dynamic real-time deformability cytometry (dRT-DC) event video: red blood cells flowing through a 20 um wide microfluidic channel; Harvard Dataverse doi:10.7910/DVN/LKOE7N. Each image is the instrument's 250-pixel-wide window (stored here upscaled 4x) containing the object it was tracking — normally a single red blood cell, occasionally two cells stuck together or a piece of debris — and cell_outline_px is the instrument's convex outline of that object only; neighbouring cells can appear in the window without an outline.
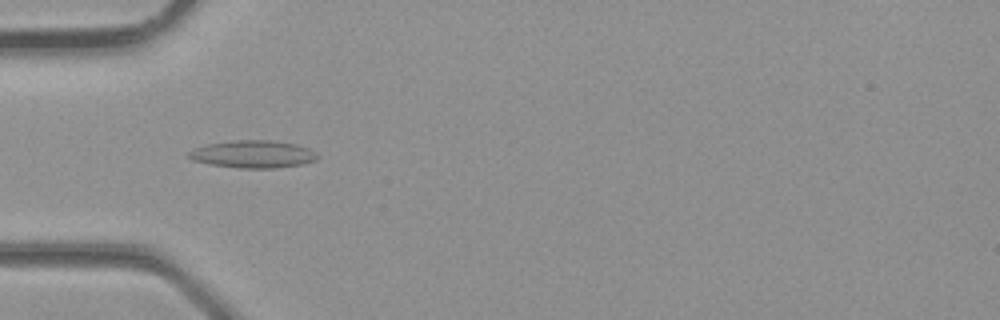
{"species": "common noctule bat (a hibernating species)", "species_latin": "Nyctalus noctula", "temperature_condition": "room temperature", "stored_images_in_passage": 4, "camera_frame_rate_fps": 3000, "um_per_image_px": 0.085, "animal": {"sex": "male", "body_mass_g": 23.1, "forearm_length_mm": 52.7}, "frame": {"image": 1, "passage_image": 3, "time_ms": 0.667, "image_size_px": [1000, 320], "cell_outline_px": [[320, 156], [316, 160], [304, 164], [276, 168], [240, 168], [208, 164], [192, 160], [188, 156], [188, 152], [196, 148], [208, 144], [232, 140], [272, 140], [296, 144], [308, 148], [316, 152]], "centroid_in_image_um": [21.54, 13.11], "position_along_channel_um": 63.5, "area_um2": 20.75}}
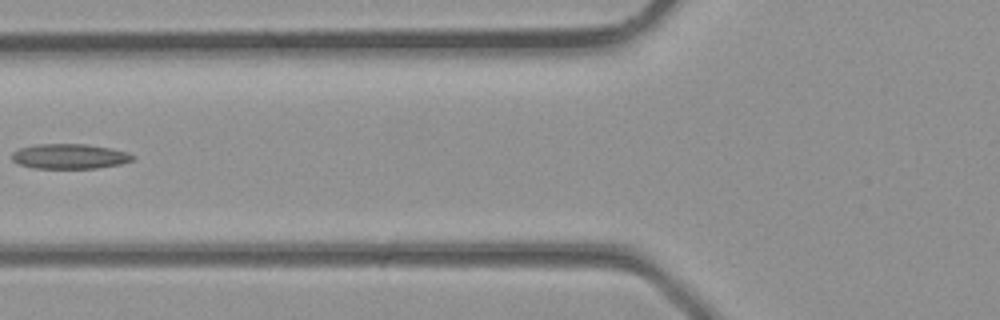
{"frame": {"image": 2, "passage_image": 4, "time_ms": 1.0, "image_size_px": [1000, 320], "cell_outline_px": [[136, 156], [132, 160], [120, 164], [96, 168], [32, 168], [20, 164], [12, 160], [12, 152], [20, 148], [36, 144], [84, 144], [112, 148], [128, 152]], "centroid_in_image_um": [5.93, 13.28], "position_along_channel_um": 119.9, "area_um2": 17.57}}